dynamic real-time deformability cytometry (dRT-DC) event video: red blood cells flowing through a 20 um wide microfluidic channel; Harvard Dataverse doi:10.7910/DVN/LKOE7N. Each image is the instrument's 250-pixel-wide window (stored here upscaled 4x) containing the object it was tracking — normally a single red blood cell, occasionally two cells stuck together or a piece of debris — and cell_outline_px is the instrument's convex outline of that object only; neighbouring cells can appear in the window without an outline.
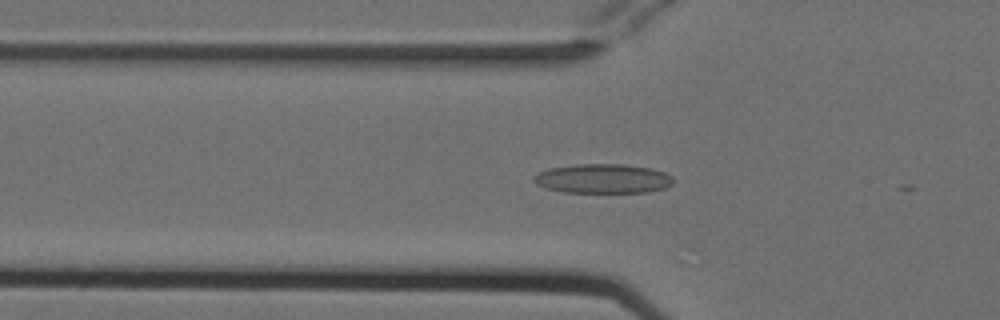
{"species": "Egyptian fruit bat (a non-hibernating species)", "species_latin": "Rousettus aegyptiacus", "temperature_condition": "cold", "stored_images_in_passage": 19, "camera_frame_rate_fps": 3000, "um_per_image_px": 0.085, "animal": {"sex": "female"}, "frame": {"image": 1, "passage_image": 18, "time_ms": 5.667, "image_size_px": [1000, 320], "cell_outline_px": [[672, 184], [664, 188], [648, 192], [564, 192], [544, 188], [536, 184], [532, 180], [532, 176], [548, 168], [576, 164], [624, 164], [652, 168], [664, 172], [672, 176]], "centroid_in_image_um": [51.21, 15.18], "position_along_channel_um": 74.6, "area_um2": 23.99}}